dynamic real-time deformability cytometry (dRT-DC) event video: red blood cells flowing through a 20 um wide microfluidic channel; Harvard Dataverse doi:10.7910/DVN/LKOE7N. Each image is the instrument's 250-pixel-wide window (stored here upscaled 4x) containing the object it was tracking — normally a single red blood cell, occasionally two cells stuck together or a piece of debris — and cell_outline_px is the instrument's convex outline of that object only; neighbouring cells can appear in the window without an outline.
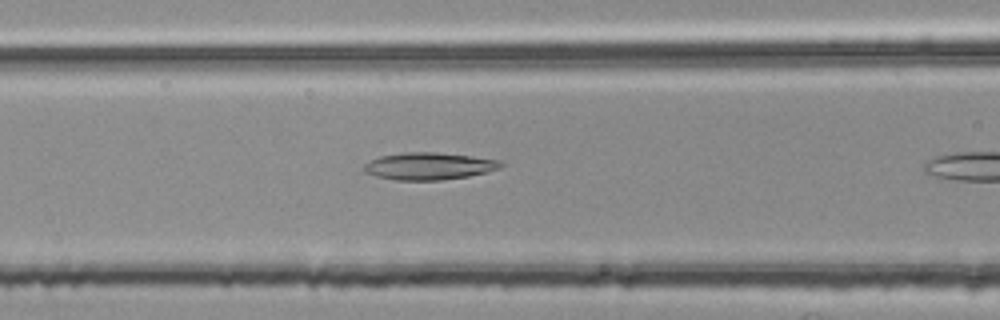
{"species": "common noctule bat (a hibernating species)", "species_latin": "Nyctalus noctula", "temperature_condition": "room temperature", "stored_images_in_passage": 9, "camera_frame_rate_fps": 3000, "um_per_image_px": 0.085, "animal": {"sex": "female", "body_mass_g": 25.1}, "frame": {"image": 1, "passage_image": 8, "time_ms": 2.333, "image_size_px": [1000, 320], "cell_outline_px": [[504, 164], [500, 168], [488, 172], [468, 176], [440, 180], [396, 180], [376, 176], [364, 172], [364, 164], [380, 156], [404, 152], [432, 152], [472, 156], [500, 160]], "centroid_in_image_um": [36.48, 14.12], "position_along_channel_um": 130.1, "area_um2": 21.62}}